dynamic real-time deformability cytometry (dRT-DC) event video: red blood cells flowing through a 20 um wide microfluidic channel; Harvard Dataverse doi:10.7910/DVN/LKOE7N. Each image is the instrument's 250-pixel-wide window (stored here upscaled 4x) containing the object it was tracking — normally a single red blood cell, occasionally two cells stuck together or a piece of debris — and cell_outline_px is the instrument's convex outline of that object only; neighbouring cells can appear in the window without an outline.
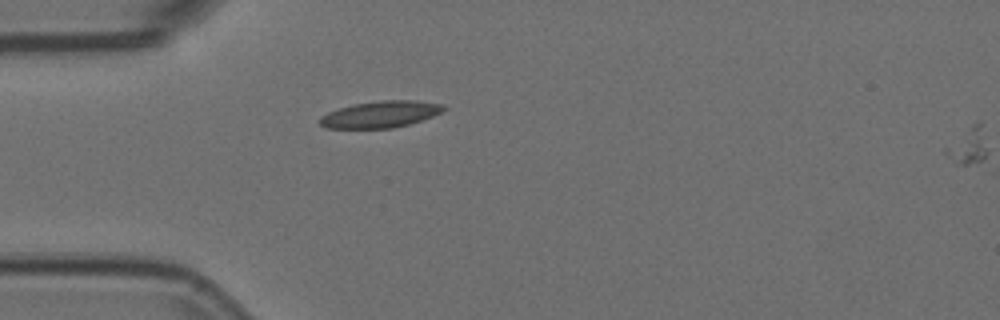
{"species": "Egyptian fruit bat (a non-hibernating species)", "species_latin": "Rousettus aegyptiacus", "temperature_condition": "room temperature", "stored_images_in_passage": 40, "camera_frame_rate_fps": 3000, "um_per_image_px": 0.085, "animal": {"sex": "female"}, "frame": {"image": 1, "passage_image": 1, "time_ms": 0.0, "image_size_px": [1000, 320], "cell_outline_px": [[448, 108], [432, 116], [408, 124], [392, 128], [328, 128], [320, 124], [316, 120], [320, 116], [328, 112], [352, 104], [384, 100], [416, 100], [440, 104]], "centroid_in_image_um": [32.29, 9.71], "position_along_channel_um": 52.7, "area_um2": 19.07}}
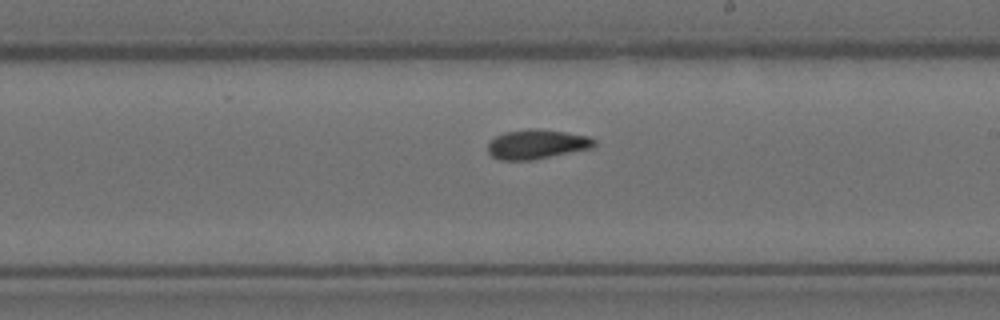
{"frame": {"image": 2, "passage_image": 17, "time_ms": 5.333, "image_size_px": [1000, 320], "cell_outline_px": [[596, 144], [592, 148], [532, 160], [500, 160], [492, 156], [488, 152], [488, 144], [496, 136], [504, 132], [528, 128], [536, 128], [564, 132], [588, 136], [596, 140]], "centroid_in_image_um": [45.63, 12.26], "position_along_channel_um": 243.4, "area_um2": 18.26}}
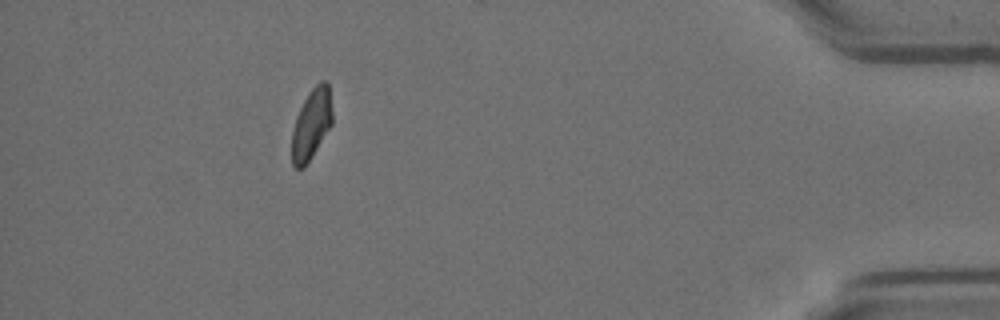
{"frame": {"image": 3, "passage_image": 35, "time_ms": 11.333, "image_size_px": [1000, 320], "cell_outline_px": [[332, 124], [304, 168], [296, 168], [292, 164], [292, 132], [296, 116], [308, 92], [320, 80], [328, 80], [332, 112]], "centroid_in_image_um": [26.47, 10.52], "position_along_channel_um": 408.7, "area_um2": 16.59}, "authors_computed_cell_mechanics": {"area_um2": 17.9469, "velocity_mm_per_s": 3.7028, "shape_relaxation_time_tau1_ms": null, "shape_relaxation_time_tau2_ms": 2.1994, "deformation_change_tau1": null, "deformation_change_tau2": 0.0629}}